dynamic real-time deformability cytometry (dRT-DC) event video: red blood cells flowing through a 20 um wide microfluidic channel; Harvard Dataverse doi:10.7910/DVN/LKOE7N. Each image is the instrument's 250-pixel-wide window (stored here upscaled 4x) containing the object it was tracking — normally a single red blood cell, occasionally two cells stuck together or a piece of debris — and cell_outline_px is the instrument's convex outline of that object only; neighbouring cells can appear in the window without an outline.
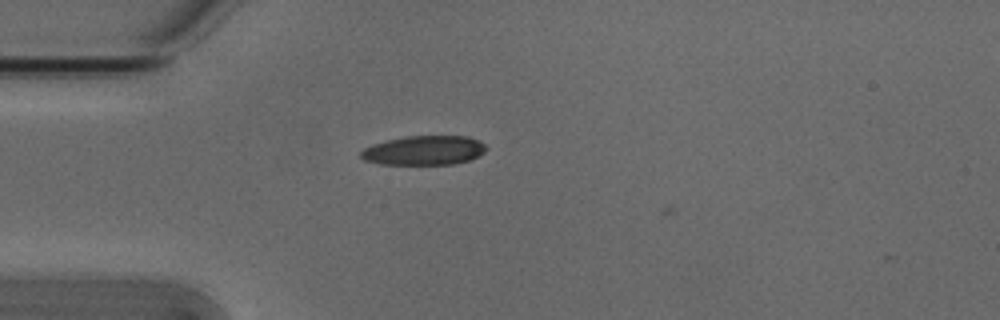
{"species": "Egyptian fruit bat (a non-hibernating species)", "species_latin": "Rousettus aegyptiacus", "temperature_condition": "cold", "stored_images_in_passage": 35, "camera_frame_rate_fps": 3000, "um_per_image_px": 0.085, "animal": {"sex": "male"}, "frame": {"image": 1, "passage_image": 3, "time_ms": 0.667, "image_size_px": [1000, 320], "cell_outline_px": [[488, 148], [480, 156], [468, 160], [452, 164], [380, 164], [364, 160], [360, 156], [360, 152], [364, 148], [372, 144], [404, 136], [468, 136], [480, 140]], "centroid_in_image_um": [36.06, 12.77], "position_along_channel_um": 48.9, "area_um2": 21.5}}
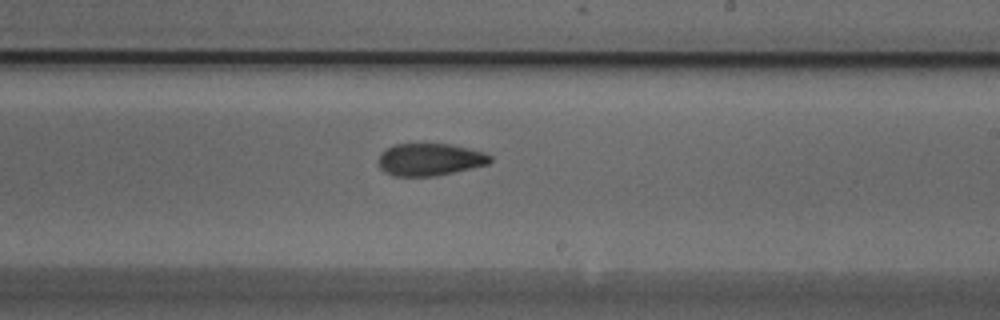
{"frame": {"image": 2, "passage_image": 20, "time_ms": 6.333, "image_size_px": [1000, 320], "cell_outline_px": [[492, 160], [488, 164], [472, 168], [436, 176], [392, 176], [384, 172], [380, 168], [380, 152], [396, 144], [452, 144], [484, 152], [492, 156]], "centroid_in_image_um": [36.56, 13.56], "position_along_channel_um": 252.4, "area_um2": 21.04}}
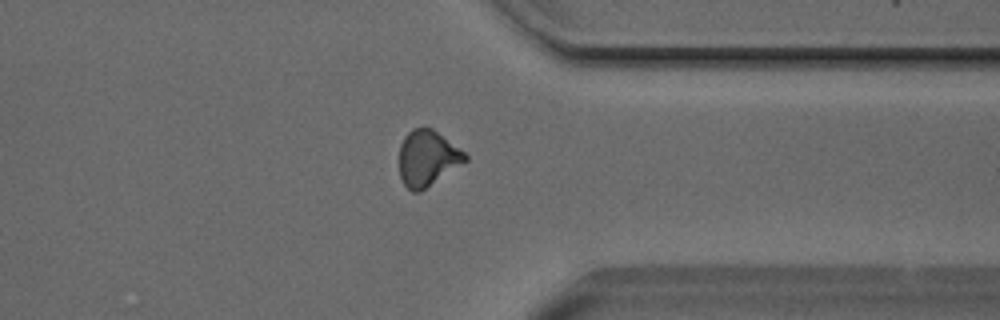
{"frame": {"image": 3, "passage_image": 30, "time_ms": 9.667, "image_size_px": [1000, 320], "cell_outline_px": [[468, 160], [420, 192], [412, 192], [404, 184], [400, 176], [400, 144], [404, 136], [412, 128], [432, 128], [464, 152], [468, 156]], "centroid_in_image_um": [36.32, 13.45], "position_along_channel_um": 375.1, "area_um2": 21.21}}